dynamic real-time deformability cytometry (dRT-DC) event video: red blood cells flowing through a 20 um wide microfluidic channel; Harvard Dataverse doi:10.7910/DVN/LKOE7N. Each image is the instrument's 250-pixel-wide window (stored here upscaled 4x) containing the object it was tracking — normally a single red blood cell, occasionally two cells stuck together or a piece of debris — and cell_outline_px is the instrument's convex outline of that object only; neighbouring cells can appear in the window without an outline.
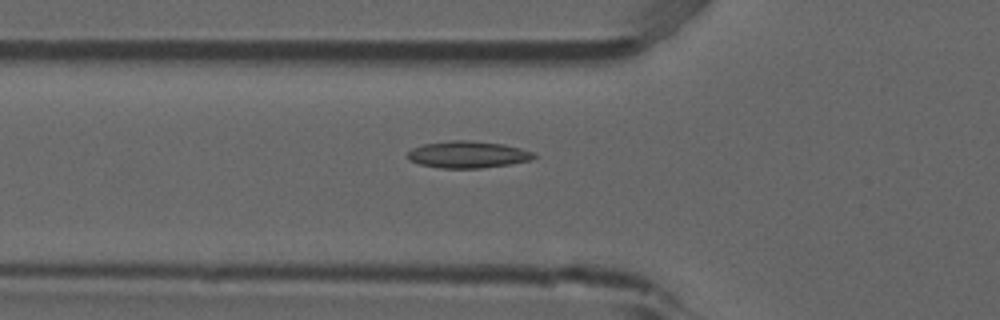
{"species": "common noctule bat (a hibernating species)", "species_latin": "Nyctalus noctula", "temperature_condition": "room temperature", "stored_images_in_passage": 38, "camera_frame_rate_fps": 3000, "um_per_image_px": 0.085, "animal": {"sex": "male", "forearm_length_mm": 52.5}, "frame": {"image": 1, "passage_image": 7, "time_ms": 2.0, "image_size_px": [1000, 320], "cell_outline_px": [[536, 156], [528, 160], [508, 164], [480, 168], [440, 168], [420, 164], [408, 160], [408, 152], [412, 148], [424, 144], [452, 140], [468, 140], [504, 144], [520, 148], [532, 152]], "centroid_in_image_um": [39.72, 13.13], "position_along_channel_um": 86.1, "area_um2": 19.54}}
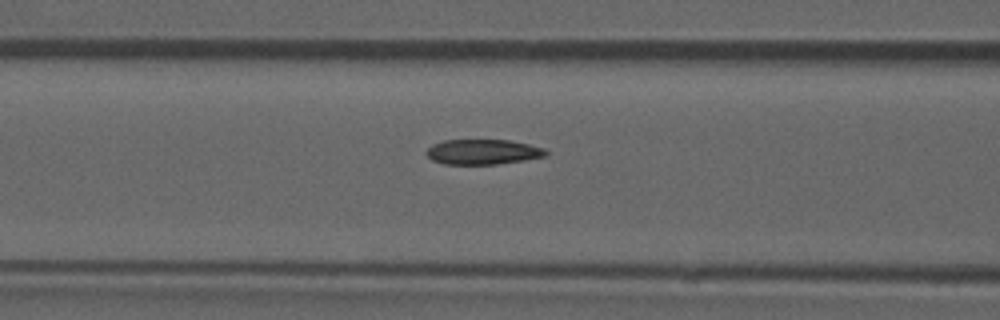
{"frame": {"image": 2, "passage_image": 10, "time_ms": 3.0, "image_size_px": [1000, 320], "cell_outline_px": [[548, 152], [544, 156], [524, 160], [496, 164], [444, 164], [432, 160], [424, 152], [432, 144], [444, 140], [508, 140], [528, 144], [544, 148]], "centroid_in_image_um": [41.0, 12.91], "position_along_channel_um": 125.6, "area_um2": 17.4}}
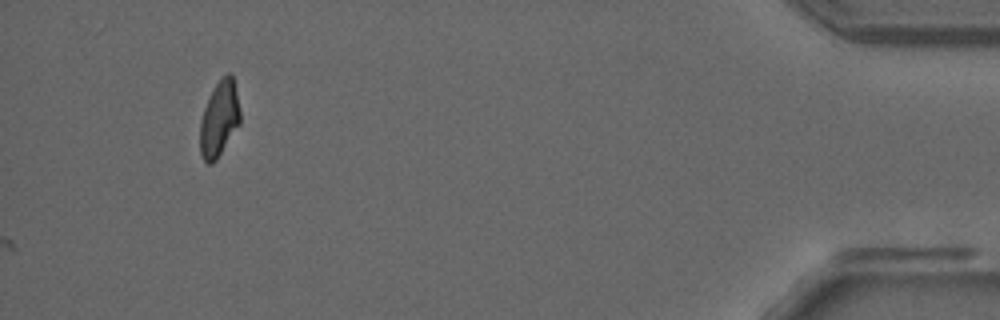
{"frame": {"image": 3, "passage_image": 38, "time_ms": 12.333, "image_size_px": [1000, 320], "cell_outline_px": [[240, 124], [216, 160], [212, 164], [208, 164], [204, 160], [200, 152], [200, 120], [204, 108], [216, 84], [228, 72], [232, 72], [240, 112]], "centroid_in_image_um": [18.64, 10.12], "position_along_channel_um": 416.6, "area_um2": 17.46}, "authors_computed_cell_mechanics": {"area_um2": 18.0914, "velocity_mm_per_s": 3.8951, "shape_relaxation_time_tau1_ms": null, "shape_relaxation_time_tau2_ms": 2.3891, "deformation_change_tau1": null, "deformation_change_tau2": 0.0819}}